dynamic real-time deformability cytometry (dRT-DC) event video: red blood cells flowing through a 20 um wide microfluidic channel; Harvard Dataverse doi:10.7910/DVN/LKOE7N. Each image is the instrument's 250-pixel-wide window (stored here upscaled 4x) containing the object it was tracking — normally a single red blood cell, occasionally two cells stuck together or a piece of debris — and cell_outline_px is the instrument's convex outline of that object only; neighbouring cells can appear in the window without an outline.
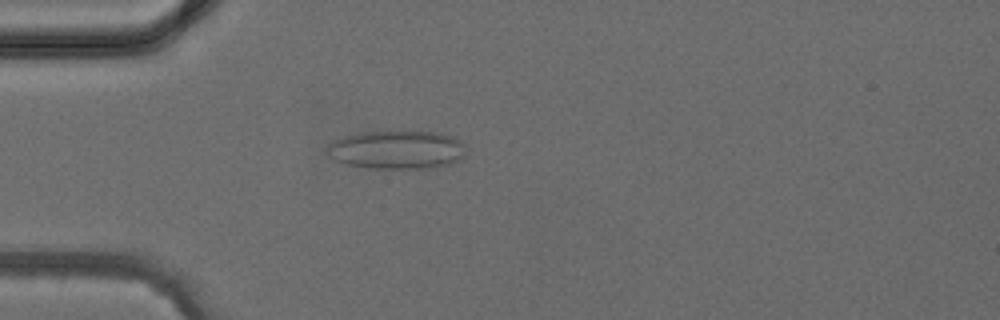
{"species": "common noctule bat (a hibernating species)", "species_latin": "Nyctalus noctula", "temperature_condition": "cold", "stored_images_in_passage": 4, "camera_frame_rate_fps": 3000, "um_per_image_px": 0.085, "animal": {"sex": "female", "body_mass_g": 24.6, "forearm_length_mm": 56.2}, "frame": {"image": 1, "passage_image": 4, "time_ms": 3.333, "image_size_px": [1000, 320], "cell_outline_px": [[464, 156], [460, 160], [448, 164], [432, 168], [372, 168], [348, 164], [336, 160], [332, 156], [328, 148], [328, 144], [332, 140], [344, 136], [360, 132], [440, 132], [452, 136], [460, 140], [464, 144]], "centroid_in_image_um": [33.78, 12.72], "position_along_channel_um": 51.2, "area_um2": 30.87}}